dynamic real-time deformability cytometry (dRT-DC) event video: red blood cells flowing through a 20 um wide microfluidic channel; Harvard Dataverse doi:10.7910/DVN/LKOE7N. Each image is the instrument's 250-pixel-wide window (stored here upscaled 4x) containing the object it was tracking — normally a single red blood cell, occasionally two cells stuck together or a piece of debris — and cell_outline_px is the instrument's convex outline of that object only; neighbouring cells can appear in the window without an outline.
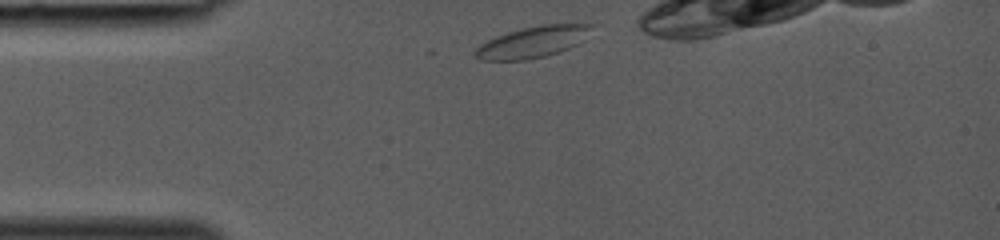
{"species": "common noctule bat (a hibernating species)", "species_latin": "Nyctalus noctula", "temperature_condition": "room temperature", "stored_images_in_passage": 27, "segment_of_instrument_passage": [1, 2], "camera_frame_rate_fps": 3000, "um_per_image_px": 0.085, "animal": {"sex": "female", "body_mass_g": 19.0, "forearm_length_mm": 53.3}, "frame": {"image": 1, "passage_image": 1, "time_ms": 0.0, "image_size_px": [1000, 240], "cell_outline_px": [[596, 24], [588, 40], [560, 52], [544, 56], [524, 60], [480, 60], [472, 56], [472, 52], [480, 44], [496, 36], [520, 28], [540, 24]], "centroid_in_image_um": [45.34, 3.56], "position_along_channel_um": 39.7, "area_um2": 21.79}}
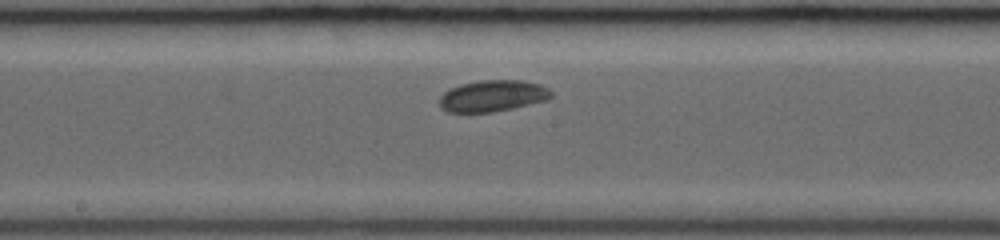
{"frame": {"image": 2, "passage_image": 13, "time_ms": 4.0, "image_size_px": [1000, 240], "cell_outline_px": [[552, 96], [548, 100], [512, 108], [492, 112], [448, 112], [440, 108], [440, 96], [448, 88], [460, 84], [480, 80], [520, 80], [540, 84], [548, 88], [552, 92]], "centroid_in_image_um": [41.86, 8.14], "position_along_channel_um": 206.3, "area_um2": 20.58}}
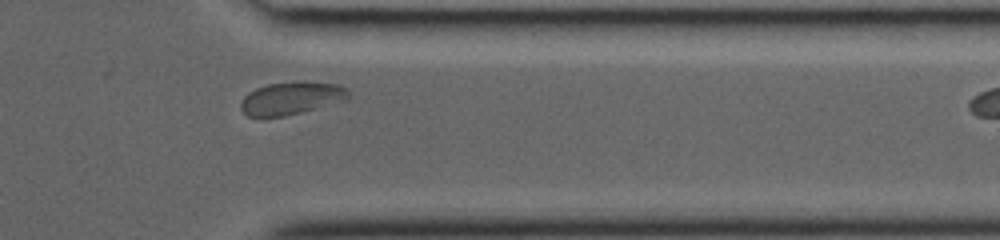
{"frame": {"image": 3, "passage_image": 24, "time_ms": 7.667, "image_size_px": [1000, 240], "cell_outline_px": [[352, 96], [348, 100], [284, 116], [248, 116], [240, 108], [240, 104], [244, 96], [248, 92], [256, 88], [268, 84], [336, 84], [348, 88]], "centroid_in_image_um": [24.78, 8.38], "position_along_channel_um": 386.6, "area_um2": 19.77}}